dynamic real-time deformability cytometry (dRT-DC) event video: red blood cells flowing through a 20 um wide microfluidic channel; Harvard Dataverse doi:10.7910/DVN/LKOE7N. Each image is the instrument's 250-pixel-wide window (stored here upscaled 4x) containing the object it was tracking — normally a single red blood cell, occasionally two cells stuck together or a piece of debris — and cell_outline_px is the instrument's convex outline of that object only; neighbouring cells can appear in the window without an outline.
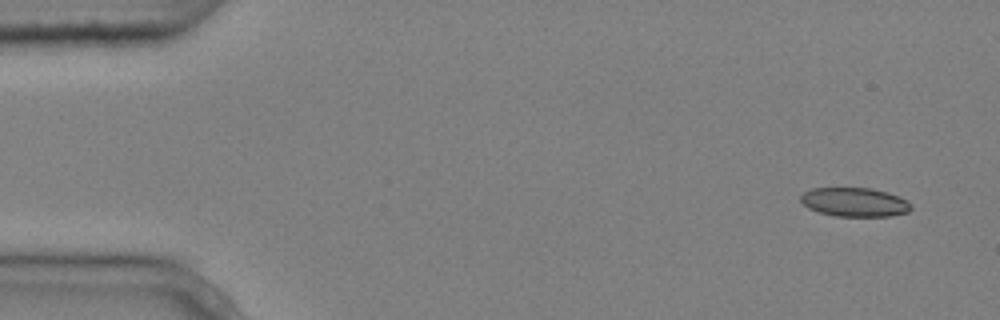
{"species": "common noctule bat (a hibernating species)", "species_latin": "Nyctalus noctula", "temperature_condition": "cold", "stored_images_in_passage": 4, "camera_frame_rate_fps": 3000, "um_per_image_px": 0.085, "animal": {"sex": "male", "body_mass_g": 20.4}, "frame": {"image": 1, "passage_image": 1, "time_ms": 0.0, "image_size_px": [1000, 320], "cell_outline_px": [[912, 208], [908, 212], [888, 216], [836, 216], [820, 212], [808, 208], [800, 200], [800, 196], [804, 192], [812, 188], [872, 188], [888, 192], [908, 200], [912, 204]], "centroid_in_image_um": [72.67, 17.17], "position_along_channel_um": 12.3, "area_um2": 18.67}}
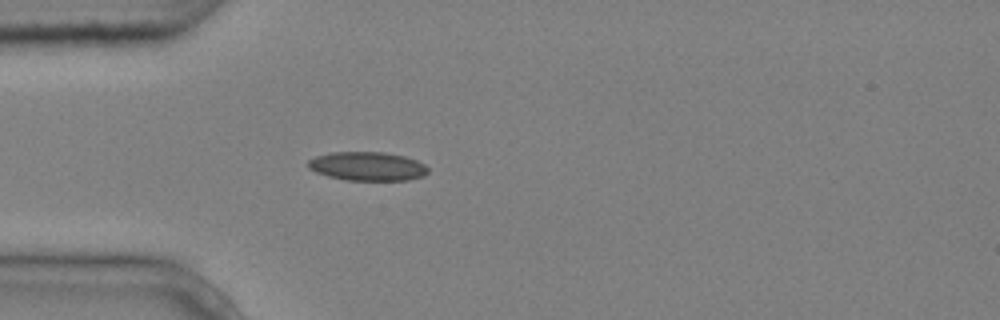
{"frame": {"image": 2, "passage_image": 4, "time_ms": 1.0, "image_size_px": [1000, 320], "cell_outline_px": [[428, 172], [424, 176], [408, 180], [344, 180], [328, 176], [316, 172], [308, 168], [308, 160], [316, 156], [332, 152], [384, 152], [404, 156], [416, 160], [424, 164], [428, 168]], "centroid_in_image_um": [31.23, 14.13], "position_along_channel_um": 53.8, "area_um2": 20.17}}